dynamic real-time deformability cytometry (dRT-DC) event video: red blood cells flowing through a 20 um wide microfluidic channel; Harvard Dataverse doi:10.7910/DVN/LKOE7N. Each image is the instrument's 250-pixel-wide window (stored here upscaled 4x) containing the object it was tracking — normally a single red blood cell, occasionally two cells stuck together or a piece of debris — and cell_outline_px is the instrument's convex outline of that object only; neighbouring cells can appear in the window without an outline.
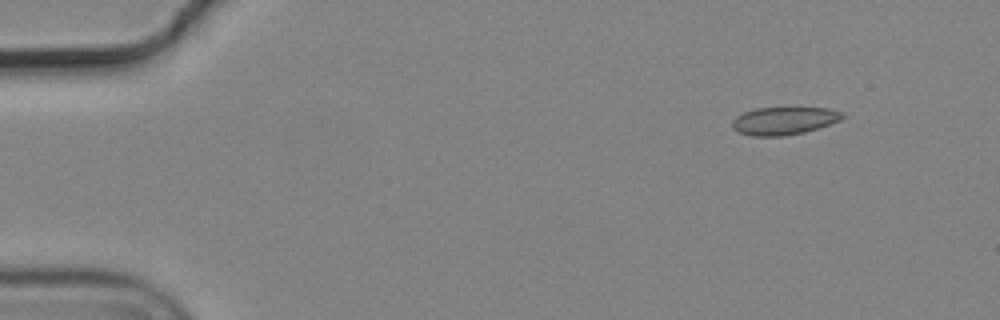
{"species": "common noctule bat (a hibernating species)", "species_latin": "Nyctalus noctula", "temperature_condition": "cold", "stored_images_in_passage": 51, "camera_frame_rate_fps": 3000, "um_per_image_px": 0.085, "animal": {"sex": "male", "body_mass_g": 19.2, "forearm_length_mm": 51.8}, "frame": {"image": 1, "passage_image": 1, "time_ms": 0.0, "image_size_px": [1000, 320], "cell_outline_px": [[848, 116], [840, 120], [804, 132], [784, 136], [752, 136], [736, 132], [732, 128], [732, 120], [736, 116], [744, 112], [756, 108], [828, 108], [844, 112]], "centroid_in_image_um": [66.63, 10.27], "position_along_channel_um": 18.4, "area_um2": 17.92}}
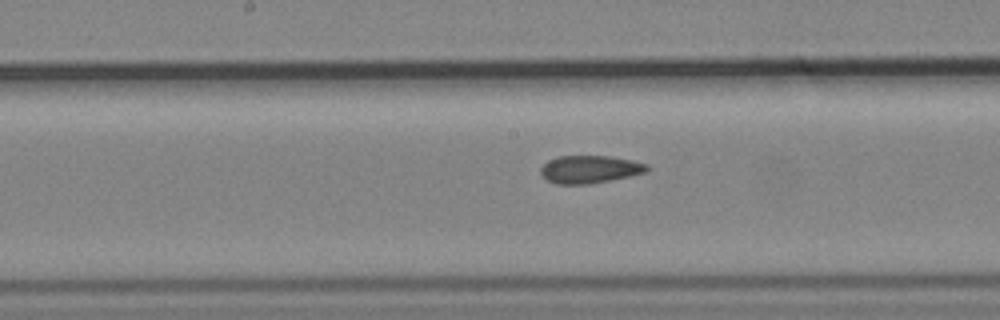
{"frame": {"image": 2, "passage_image": 24, "time_ms": 7.667, "image_size_px": [1000, 320], "cell_outline_px": [[652, 168], [648, 172], [588, 184], [556, 184], [548, 180], [540, 172], [540, 168], [548, 160], [556, 156], [608, 156], [632, 160], [648, 164]], "centroid_in_image_um": [50.15, 14.38], "position_along_channel_um": 198.0, "area_um2": 17.17}}
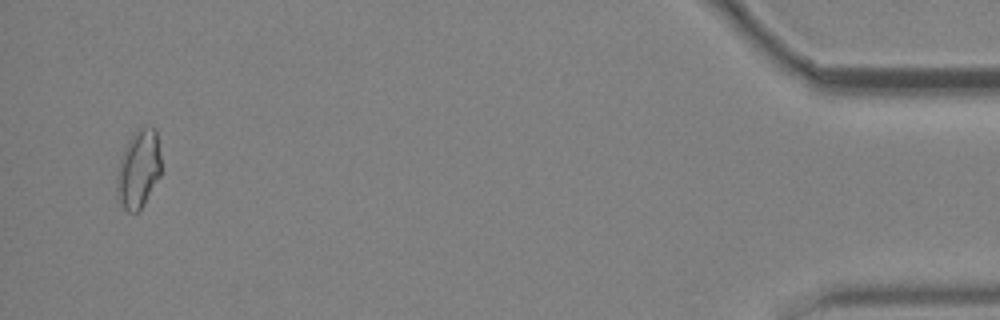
{"frame": {"image": 3, "passage_image": 49, "time_ms": 16.0, "image_size_px": [1000, 320], "cell_outline_px": [[160, 176], [140, 208], [136, 212], [128, 212], [120, 204], [116, 196], [116, 172], [120, 156], [124, 148], [136, 128], [156, 128], [160, 156]], "centroid_in_image_um": [11.73, 14.36], "position_along_channel_um": 423.5, "area_um2": 20.17}, "authors_computed_cell_mechanics": {"area_um2": 17.7446, "velocity_mm_per_s": 3.6822, "shape_relaxation_time_tau1_ms": null, "shape_relaxation_time_tau2_ms": 2.5048, "deformation_change_tau1": null, "deformation_change_tau2": 0.0922}}